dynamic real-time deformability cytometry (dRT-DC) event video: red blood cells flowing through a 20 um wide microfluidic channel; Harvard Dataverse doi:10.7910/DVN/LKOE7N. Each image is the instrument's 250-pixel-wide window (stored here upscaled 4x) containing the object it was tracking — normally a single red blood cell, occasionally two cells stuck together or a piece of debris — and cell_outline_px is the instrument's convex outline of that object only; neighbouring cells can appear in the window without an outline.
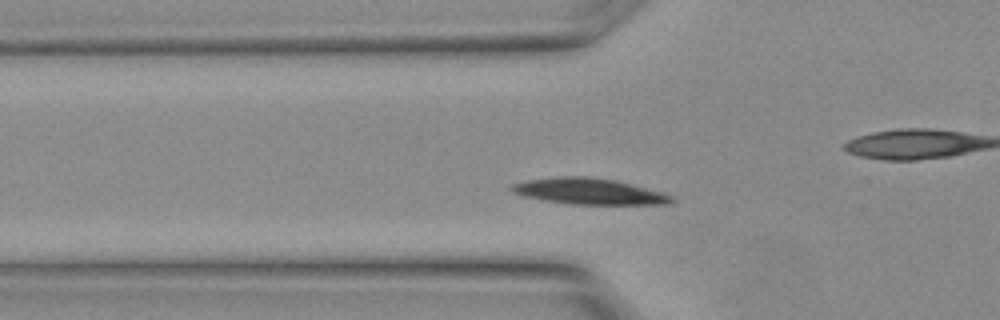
{"species": "Egyptian fruit bat (a non-hibernating species)", "species_latin": "Rousettus aegyptiacus", "temperature_condition": "warm", "stored_images_in_passage": 6, "camera_frame_rate_fps": 3000, "um_per_image_px": 0.085, "animal": {"sex": "female"}, "frame": {"image": 1, "passage_image": 4, "time_ms": 1.0, "image_size_px": [1000, 320], "cell_outline_px": [[676, 200], [672, 204], [572, 204], [544, 200], [520, 196], [512, 192], [508, 188], [512, 184], [524, 180], [556, 176], [588, 176], [616, 180], [632, 184], [660, 192], [672, 196]], "centroid_in_image_um": [50.01, 16.25], "position_along_channel_um": 75.8, "area_um2": 24.51}}